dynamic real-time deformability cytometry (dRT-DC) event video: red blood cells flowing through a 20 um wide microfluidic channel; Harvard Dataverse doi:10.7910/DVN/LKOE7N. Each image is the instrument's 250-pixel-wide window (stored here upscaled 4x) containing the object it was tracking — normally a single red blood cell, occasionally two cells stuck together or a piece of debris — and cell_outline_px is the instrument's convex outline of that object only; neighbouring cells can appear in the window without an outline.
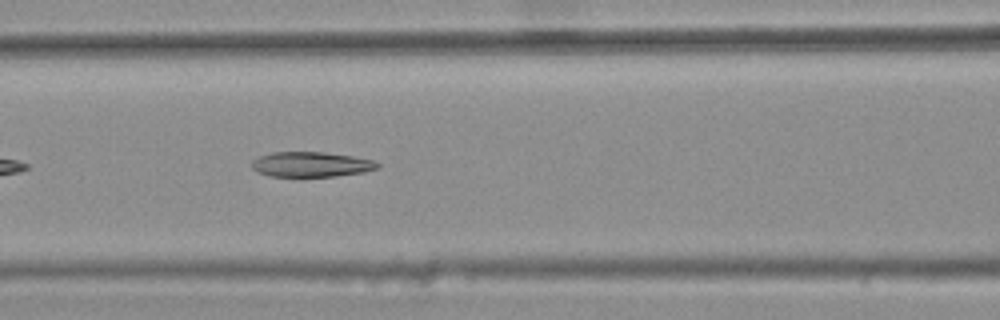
{"species": "common noctule bat (a hibernating species)", "species_latin": "Nyctalus noctula", "temperature_condition": "warm", "stored_images_in_passage": 6, "camera_frame_rate_fps": 3000, "um_per_image_px": 0.085, "animal": {"sex": "female", "body_mass_g": 25.1}, "frame": {"image": 1, "passage_image": 6, "time_ms": 1.667, "image_size_px": [1000, 320], "cell_outline_px": [[380, 168], [364, 172], [336, 176], [268, 176], [256, 172], [252, 168], [252, 160], [260, 156], [272, 152], [324, 152], [352, 156], [372, 160], [380, 164]], "centroid_in_image_um": [26.44, 13.97], "position_along_channel_um": 140.2, "area_um2": 18.38}}